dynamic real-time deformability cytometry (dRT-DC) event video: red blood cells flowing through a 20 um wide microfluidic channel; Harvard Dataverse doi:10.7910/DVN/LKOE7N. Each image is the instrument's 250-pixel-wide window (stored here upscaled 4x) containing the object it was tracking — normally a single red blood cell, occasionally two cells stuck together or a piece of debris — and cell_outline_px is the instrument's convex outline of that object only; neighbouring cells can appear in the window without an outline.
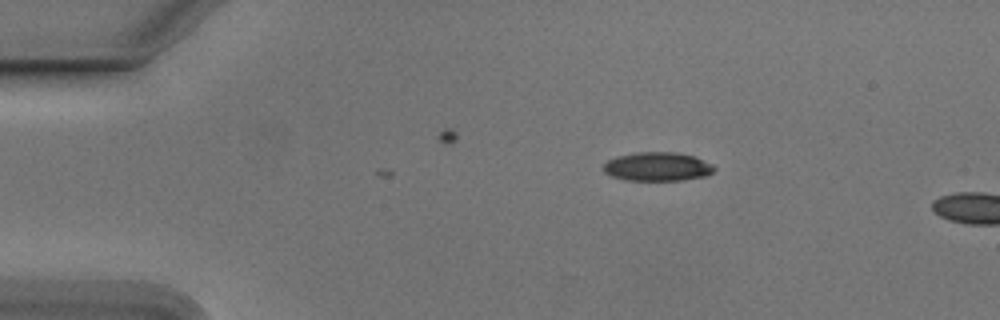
{"species": "Egyptian fruit bat (a non-hibernating species)", "species_latin": "Rousettus aegyptiacus", "temperature_condition": "cold", "stored_images_in_passage": 7, "camera_frame_rate_fps": 3000, "um_per_image_px": 0.085, "animal": {"sex": "male"}, "frame": {"image": 1, "passage_image": 1, "time_ms": 0.0, "image_size_px": [1000, 320], "cell_outline_px": [[716, 168], [712, 172], [704, 176], [680, 180], [628, 180], [612, 176], [604, 172], [604, 164], [608, 160], [616, 156], [636, 152], [676, 152], [696, 156], [712, 164]], "centroid_in_image_um": [55.89, 14.15], "position_along_channel_um": 29.1, "area_um2": 18.55}}